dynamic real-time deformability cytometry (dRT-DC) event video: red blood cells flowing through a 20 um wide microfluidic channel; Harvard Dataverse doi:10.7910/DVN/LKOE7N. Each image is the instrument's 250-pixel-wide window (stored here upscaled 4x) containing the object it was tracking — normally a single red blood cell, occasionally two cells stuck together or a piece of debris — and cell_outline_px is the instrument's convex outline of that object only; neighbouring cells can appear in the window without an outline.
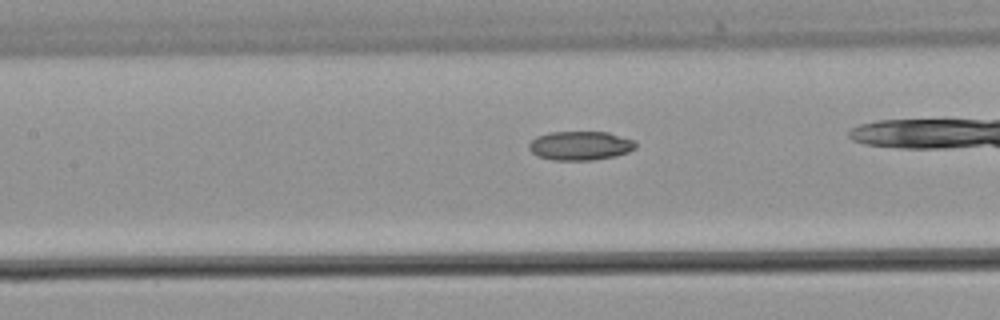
{"species": "common noctule bat (a hibernating species)", "species_latin": "Nyctalus noctula", "temperature_condition": "warm", "stored_images_in_passage": 22, "camera_frame_rate_fps": 3000, "um_per_image_px": 0.085, "animal": {"sex": "male", "body_mass_g": 21.5, "forearm_length_mm": 52.0}, "frame": {"image": 1, "passage_image": 7, "time_ms": 2.0, "image_size_px": [1000, 320], "cell_outline_px": [[636, 148], [628, 152], [616, 156], [592, 160], [552, 160], [536, 156], [528, 148], [528, 144], [536, 136], [548, 132], [608, 132], [632, 140], [636, 144]], "centroid_in_image_um": [49.28, 12.38], "position_along_channel_um": 158.1, "area_um2": 18.09}}